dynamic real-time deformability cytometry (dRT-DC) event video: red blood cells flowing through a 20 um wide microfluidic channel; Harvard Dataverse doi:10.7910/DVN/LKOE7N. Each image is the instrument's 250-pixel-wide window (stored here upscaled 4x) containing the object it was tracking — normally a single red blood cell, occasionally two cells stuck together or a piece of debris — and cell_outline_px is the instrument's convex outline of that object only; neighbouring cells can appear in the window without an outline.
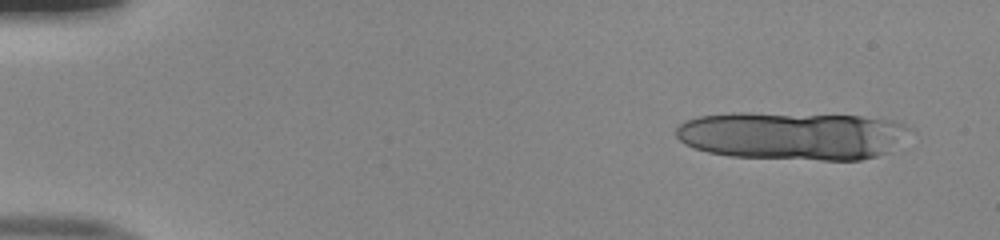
{"species": "human", "species_latin": "Homo sapiens", "temperature_condition": "room temperature", "stored_images_in_passage": 12, "camera_frame_rate_fps": 3000, "um_per_image_px": 0.085, "donor": {"sex": "male"}, "frame": {"image": 1, "passage_image": 1, "time_ms": 0.0, "image_size_px": [1000, 240], "cell_outline_px": [[908, 128], [892, 152], [860, 160], [820, 160], [732, 156], [708, 152], [684, 144], [676, 136], [676, 128], [684, 120], [700, 116], [732, 112], [748, 112], [860, 116], [892, 120], [904, 124]], "centroid_in_image_um": [67.31, 11.53], "position_along_channel_um": 17.7, "area_um2": 65.55}}